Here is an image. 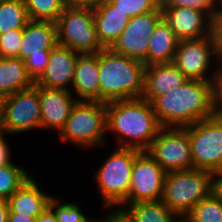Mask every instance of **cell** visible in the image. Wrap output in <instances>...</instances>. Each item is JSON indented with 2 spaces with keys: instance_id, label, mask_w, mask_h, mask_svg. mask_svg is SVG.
I'll list each match as a JSON object with an SVG mask.
<instances>
[{
  "instance_id": "7a4b0ae2",
  "label": "cell",
  "mask_w": 222,
  "mask_h": 222,
  "mask_svg": "<svg viewBox=\"0 0 222 222\" xmlns=\"http://www.w3.org/2000/svg\"><path fill=\"white\" fill-rule=\"evenodd\" d=\"M151 104L161 127L192 125L215 115L212 81L187 80L179 88L157 97Z\"/></svg>"
},
{
  "instance_id": "d6a6232c",
  "label": "cell",
  "mask_w": 222,
  "mask_h": 222,
  "mask_svg": "<svg viewBox=\"0 0 222 222\" xmlns=\"http://www.w3.org/2000/svg\"><path fill=\"white\" fill-rule=\"evenodd\" d=\"M51 50H43V54L30 55L24 60L28 76L35 83L44 73L50 58Z\"/></svg>"
},
{
  "instance_id": "8992f818",
  "label": "cell",
  "mask_w": 222,
  "mask_h": 222,
  "mask_svg": "<svg viewBox=\"0 0 222 222\" xmlns=\"http://www.w3.org/2000/svg\"><path fill=\"white\" fill-rule=\"evenodd\" d=\"M137 149L115 147L93 176L102 196V205L119 209L128 199L134 159L141 153Z\"/></svg>"
},
{
  "instance_id": "60d3db41",
  "label": "cell",
  "mask_w": 222,
  "mask_h": 222,
  "mask_svg": "<svg viewBox=\"0 0 222 222\" xmlns=\"http://www.w3.org/2000/svg\"><path fill=\"white\" fill-rule=\"evenodd\" d=\"M8 222H36V218H32V217H28V216L26 217L24 215L12 213L9 210Z\"/></svg>"
},
{
  "instance_id": "30bf717a",
  "label": "cell",
  "mask_w": 222,
  "mask_h": 222,
  "mask_svg": "<svg viewBox=\"0 0 222 222\" xmlns=\"http://www.w3.org/2000/svg\"><path fill=\"white\" fill-rule=\"evenodd\" d=\"M145 152L166 173L193 168L190 137L185 127H162Z\"/></svg>"
},
{
  "instance_id": "4dcf8cb0",
  "label": "cell",
  "mask_w": 222,
  "mask_h": 222,
  "mask_svg": "<svg viewBox=\"0 0 222 222\" xmlns=\"http://www.w3.org/2000/svg\"><path fill=\"white\" fill-rule=\"evenodd\" d=\"M187 7L205 12L211 19L218 9L215 0H160V8Z\"/></svg>"
},
{
  "instance_id": "ba28073f",
  "label": "cell",
  "mask_w": 222,
  "mask_h": 222,
  "mask_svg": "<svg viewBox=\"0 0 222 222\" xmlns=\"http://www.w3.org/2000/svg\"><path fill=\"white\" fill-rule=\"evenodd\" d=\"M41 129L38 85L4 97L0 115V131L7 135Z\"/></svg>"
},
{
  "instance_id": "f546056e",
  "label": "cell",
  "mask_w": 222,
  "mask_h": 222,
  "mask_svg": "<svg viewBox=\"0 0 222 222\" xmlns=\"http://www.w3.org/2000/svg\"><path fill=\"white\" fill-rule=\"evenodd\" d=\"M116 9L126 13L130 18L156 11L160 0H108Z\"/></svg>"
},
{
  "instance_id": "ab89813d",
  "label": "cell",
  "mask_w": 222,
  "mask_h": 222,
  "mask_svg": "<svg viewBox=\"0 0 222 222\" xmlns=\"http://www.w3.org/2000/svg\"><path fill=\"white\" fill-rule=\"evenodd\" d=\"M36 222H58L54 212L47 208L43 213H41L37 218Z\"/></svg>"
},
{
  "instance_id": "f1b7e54d",
  "label": "cell",
  "mask_w": 222,
  "mask_h": 222,
  "mask_svg": "<svg viewBox=\"0 0 222 222\" xmlns=\"http://www.w3.org/2000/svg\"><path fill=\"white\" fill-rule=\"evenodd\" d=\"M49 208L56 215L58 222H97V219L86 216L77 202L63 203L61 198L54 195L49 201Z\"/></svg>"
},
{
  "instance_id": "d6986e66",
  "label": "cell",
  "mask_w": 222,
  "mask_h": 222,
  "mask_svg": "<svg viewBox=\"0 0 222 222\" xmlns=\"http://www.w3.org/2000/svg\"><path fill=\"white\" fill-rule=\"evenodd\" d=\"M40 182L32 176L11 197L8 198L9 210L12 213L37 218L47 208L52 197L39 187Z\"/></svg>"
},
{
  "instance_id": "f35d334b",
  "label": "cell",
  "mask_w": 222,
  "mask_h": 222,
  "mask_svg": "<svg viewBox=\"0 0 222 222\" xmlns=\"http://www.w3.org/2000/svg\"><path fill=\"white\" fill-rule=\"evenodd\" d=\"M107 0H65L66 6L69 7H82V8H95L104 4Z\"/></svg>"
},
{
  "instance_id": "484cf974",
  "label": "cell",
  "mask_w": 222,
  "mask_h": 222,
  "mask_svg": "<svg viewBox=\"0 0 222 222\" xmlns=\"http://www.w3.org/2000/svg\"><path fill=\"white\" fill-rule=\"evenodd\" d=\"M32 176L28 169L13 161L0 165V199L8 200Z\"/></svg>"
},
{
  "instance_id": "52a82bcc",
  "label": "cell",
  "mask_w": 222,
  "mask_h": 222,
  "mask_svg": "<svg viewBox=\"0 0 222 222\" xmlns=\"http://www.w3.org/2000/svg\"><path fill=\"white\" fill-rule=\"evenodd\" d=\"M56 25L58 45L80 54L104 49L97 37L93 8L66 6Z\"/></svg>"
},
{
  "instance_id": "4fadbf2b",
  "label": "cell",
  "mask_w": 222,
  "mask_h": 222,
  "mask_svg": "<svg viewBox=\"0 0 222 222\" xmlns=\"http://www.w3.org/2000/svg\"><path fill=\"white\" fill-rule=\"evenodd\" d=\"M162 18L163 11L160 7L156 11L130 18L126 28L110 49L116 54L143 62L147 57L151 34Z\"/></svg>"
},
{
  "instance_id": "7bdbcfd3",
  "label": "cell",
  "mask_w": 222,
  "mask_h": 222,
  "mask_svg": "<svg viewBox=\"0 0 222 222\" xmlns=\"http://www.w3.org/2000/svg\"><path fill=\"white\" fill-rule=\"evenodd\" d=\"M215 4L218 10H222V0H215Z\"/></svg>"
},
{
  "instance_id": "ee69618b",
  "label": "cell",
  "mask_w": 222,
  "mask_h": 222,
  "mask_svg": "<svg viewBox=\"0 0 222 222\" xmlns=\"http://www.w3.org/2000/svg\"><path fill=\"white\" fill-rule=\"evenodd\" d=\"M214 173H221L222 174V161L220 163V166L214 171Z\"/></svg>"
},
{
  "instance_id": "74e56055",
  "label": "cell",
  "mask_w": 222,
  "mask_h": 222,
  "mask_svg": "<svg viewBox=\"0 0 222 222\" xmlns=\"http://www.w3.org/2000/svg\"><path fill=\"white\" fill-rule=\"evenodd\" d=\"M97 222H130L119 209H109L105 217L98 219Z\"/></svg>"
},
{
  "instance_id": "836d02e7",
  "label": "cell",
  "mask_w": 222,
  "mask_h": 222,
  "mask_svg": "<svg viewBox=\"0 0 222 222\" xmlns=\"http://www.w3.org/2000/svg\"><path fill=\"white\" fill-rule=\"evenodd\" d=\"M213 110L215 115L222 116V62L212 80Z\"/></svg>"
},
{
  "instance_id": "7c38bea8",
  "label": "cell",
  "mask_w": 222,
  "mask_h": 222,
  "mask_svg": "<svg viewBox=\"0 0 222 222\" xmlns=\"http://www.w3.org/2000/svg\"><path fill=\"white\" fill-rule=\"evenodd\" d=\"M165 175L164 169L142 151L134 159L128 199L123 205L161 200Z\"/></svg>"
},
{
  "instance_id": "5b68a950",
  "label": "cell",
  "mask_w": 222,
  "mask_h": 222,
  "mask_svg": "<svg viewBox=\"0 0 222 222\" xmlns=\"http://www.w3.org/2000/svg\"><path fill=\"white\" fill-rule=\"evenodd\" d=\"M212 172L196 168L168 172L164 178L161 201L179 218L211 194Z\"/></svg>"
},
{
  "instance_id": "83f0119b",
  "label": "cell",
  "mask_w": 222,
  "mask_h": 222,
  "mask_svg": "<svg viewBox=\"0 0 222 222\" xmlns=\"http://www.w3.org/2000/svg\"><path fill=\"white\" fill-rule=\"evenodd\" d=\"M184 220L187 222H222V202L210 194L202 199Z\"/></svg>"
},
{
  "instance_id": "8fae6325",
  "label": "cell",
  "mask_w": 222,
  "mask_h": 222,
  "mask_svg": "<svg viewBox=\"0 0 222 222\" xmlns=\"http://www.w3.org/2000/svg\"><path fill=\"white\" fill-rule=\"evenodd\" d=\"M185 128L190 137L193 168L214 172L222 161V116L214 115Z\"/></svg>"
},
{
  "instance_id": "cb8c5ba5",
  "label": "cell",
  "mask_w": 222,
  "mask_h": 222,
  "mask_svg": "<svg viewBox=\"0 0 222 222\" xmlns=\"http://www.w3.org/2000/svg\"><path fill=\"white\" fill-rule=\"evenodd\" d=\"M119 210L130 222H178L180 220L161 200L122 205Z\"/></svg>"
},
{
  "instance_id": "1f68e13d",
  "label": "cell",
  "mask_w": 222,
  "mask_h": 222,
  "mask_svg": "<svg viewBox=\"0 0 222 222\" xmlns=\"http://www.w3.org/2000/svg\"><path fill=\"white\" fill-rule=\"evenodd\" d=\"M23 37V28L9 30L0 34V57H19L20 44Z\"/></svg>"
},
{
  "instance_id": "b9f144b4",
  "label": "cell",
  "mask_w": 222,
  "mask_h": 222,
  "mask_svg": "<svg viewBox=\"0 0 222 222\" xmlns=\"http://www.w3.org/2000/svg\"><path fill=\"white\" fill-rule=\"evenodd\" d=\"M9 205L8 201L0 199V222H8Z\"/></svg>"
},
{
  "instance_id": "2e32d148",
  "label": "cell",
  "mask_w": 222,
  "mask_h": 222,
  "mask_svg": "<svg viewBox=\"0 0 222 222\" xmlns=\"http://www.w3.org/2000/svg\"><path fill=\"white\" fill-rule=\"evenodd\" d=\"M163 18L179 40L200 39L211 35V18L187 7L161 8Z\"/></svg>"
},
{
  "instance_id": "e575fe53",
  "label": "cell",
  "mask_w": 222,
  "mask_h": 222,
  "mask_svg": "<svg viewBox=\"0 0 222 222\" xmlns=\"http://www.w3.org/2000/svg\"><path fill=\"white\" fill-rule=\"evenodd\" d=\"M211 36L216 54L222 62V10H218L211 20Z\"/></svg>"
},
{
  "instance_id": "5bb4252c",
  "label": "cell",
  "mask_w": 222,
  "mask_h": 222,
  "mask_svg": "<svg viewBox=\"0 0 222 222\" xmlns=\"http://www.w3.org/2000/svg\"><path fill=\"white\" fill-rule=\"evenodd\" d=\"M41 109V129L56 130L64 127L78 101L71 91L38 86Z\"/></svg>"
},
{
  "instance_id": "9c48e42d",
  "label": "cell",
  "mask_w": 222,
  "mask_h": 222,
  "mask_svg": "<svg viewBox=\"0 0 222 222\" xmlns=\"http://www.w3.org/2000/svg\"><path fill=\"white\" fill-rule=\"evenodd\" d=\"M172 63L189 80L212 81L221 61L212 36L208 35L200 39L179 40Z\"/></svg>"
},
{
  "instance_id": "d590c367",
  "label": "cell",
  "mask_w": 222,
  "mask_h": 222,
  "mask_svg": "<svg viewBox=\"0 0 222 222\" xmlns=\"http://www.w3.org/2000/svg\"><path fill=\"white\" fill-rule=\"evenodd\" d=\"M6 133L0 131V165H7L12 162L11 149L8 142L6 141Z\"/></svg>"
},
{
  "instance_id": "44dd1931",
  "label": "cell",
  "mask_w": 222,
  "mask_h": 222,
  "mask_svg": "<svg viewBox=\"0 0 222 222\" xmlns=\"http://www.w3.org/2000/svg\"><path fill=\"white\" fill-rule=\"evenodd\" d=\"M93 12L98 40L104 49H110L126 28L130 17L108 0L93 8Z\"/></svg>"
},
{
  "instance_id": "6da1fadb",
  "label": "cell",
  "mask_w": 222,
  "mask_h": 222,
  "mask_svg": "<svg viewBox=\"0 0 222 222\" xmlns=\"http://www.w3.org/2000/svg\"><path fill=\"white\" fill-rule=\"evenodd\" d=\"M107 132L114 133L118 148L146 151L162 128L151 102L134 98L106 103Z\"/></svg>"
},
{
  "instance_id": "e0dca14e",
  "label": "cell",
  "mask_w": 222,
  "mask_h": 222,
  "mask_svg": "<svg viewBox=\"0 0 222 222\" xmlns=\"http://www.w3.org/2000/svg\"><path fill=\"white\" fill-rule=\"evenodd\" d=\"M71 92L78 101L100 102L99 52L78 55Z\"/></svg>"
},
{
  "instance_id": "bcb514c9",
  "label": "cell",
  "mask_w": 222,
  "mask_h": 222,
  "mask_svg": "<svg viewBox=\"0 0 222 222\" xmlns=\"http://www.w3.org/2000/svg\"><path fill=\"white\" fill-rule=\"evenodd\" d=\"M178 222H187V221L184 219H180Z\"/></svg>"
},
{
  "instance_id": "603a6c76",
  "label": "cell",
  "mask_w": 222,
  "mask_h": 222,
  "mask_svg": "<svg viewBox=\"0 0 222 222\" xmlns=\"http://www.w3.org/2000/svg\"><path fill=\"white\" fill-rule=\"evenodd\" d=\"M35 83L28 76L24 60L20 57H0V95L7 97L31 88Z\"/></svg>"
},
{
  "instance_id": "3957f363",
  "label": "cell",
  "mask_w": 222,
  "mask_h": 222,
  "mask_svg": "<svg viewBox=\"0 0 222 222\" xmlns=\"http://www.w3.org/2000/svg\"><path fill=\"white\" fill-rule=\"evenodd\" d=\"M146 65L139 60L114 53L99 52L100 102L141 98Z\"/></svg>"
},
{
  "instance_id": "277c9868",
  "label": "cell",
  "mask_w": 222,
  "mask_h": 222,
  "mask_svg": "<svg viewBox=\"0 0 222 222\" xmlns=\"http://www.w3.org/2000/svg\"><path fill=\"white\" fill-rule=\"evenodd\" d=\"M106 122V103L77 101L64 127L58 133V139L79 149L103 147L107 145Z\"/></svg>"
},
{
  "instance_id": "ffe728a7",
  "label": "cell",
  "mask_w": 222,
  "mask_h": 222,
  "mask_svg": "<svg viewBox=\"0 0 222 222\" xmlns=\"http://www.w3.org/2000/svg\"><path fill=\"white\" fill-rule=\"evenodd\" d=\"M57 45L56 23L30 20L23 28L19 57L25 60L30 55L43 54V50H52Z\"/></svg>"
},
{
  "instance_id": "7402d4cb",
  "label": "cell",
  "mask_w": 222,
  "mask_h": 222,
  "mask_svg": "<svg viewBox=\"0 0 222 222\" xmlns=\"http://www.w3.org/2000/svg\"><path fill=\"white\" fill-rule=\"evenodd\" d=\"M179 43L175 32L162 18L155 26L149 39L147 57L143 61L146 66L153 64L172 63Z\"/></svg>"
},
{
  "instance_id": "d4e9b609",
  "label": "cell",
  "mask_w": 222,
  "mask_h": 222,
  "mask_svg": "<svg viewBox=\"0 0 222 222\" xmlns=\"http://www.w3.org/2000/svg\"><path fill=\"white\" fill-rule=\"evenodd\" d=\"M29 21L27 8L22 0L0 2V34L24 28Z\"/></svg>"
},
{
  "instance_id": "9a60e30c",
  "label": "cell",
  "mask_w": 222,
  "mask_h": 222,
  "mask_svg": "<svg viewBox=\"0 0 222 222\" xmlns=\"http://www.w3.org/2000/svg\"><path fill=\"white\" fill-rule=\"evenodd\" d=\"M80 53L57 45L51 50L44 73L35 85L71 91V85Z\"/></svg>"
},
{
  "instance_id": "8d00e7d4",
  "label": "cell",
  "mask_w": 222,
  "mask_h": 222,
  "mask_svg": "<svg viewBox=\"0 0 222 222\" xmlns=\"http://www.w3.org/2000/svg\"><path fill=\"white\" fill-rule=\"evenodd\" d=\"M211 194L222 202V174L212 172Z\"/></svg>"
},
{
  "instance_id": "ac0fdd59",
  "label": "cell",
  "mask_w": 222,
  "mask_h": 222,
  "mask_svg": "<svg viewBox=\"0 0 222 222\" xmlns=\"http://www.w3.org/2000/svg\"><path fill=\"white\" fill-rule=\"evenodd\" d=\"M187 80L173 63L146 66L141 97L152 103L157 97L179 88Z\"/></svg>"
},
{
  "instance_id": "4316f807",
  "label": "cell",
  "mask_w": 222,
  "mask_h": 222,
  "mask_svg": "<svg viewBox=\"0 0 222 222\" xmlns=\"http://www.w3.org/2000/svg\"><path fill=\"white\" fill-rule=\"evenodd\" d=\"M32 21L56 23L66 7L65 0H22Z\"/></svg>"
},
{
  "instance_id": "f6af8a7d",
  "label": "cell",
  "mask_w": 222,
  "mask_h": 222,
  "mask_svg": "<svg viewBox=\"0 0 222 222\" xmlns=\"http://www.w3.org/2000/svg\"><path fill=\"white\" fill-rule=\"evenodd\" d=\"M3 99H4V97L0 95V115L2 112Z\"/></svg>"
}]
</instances>
